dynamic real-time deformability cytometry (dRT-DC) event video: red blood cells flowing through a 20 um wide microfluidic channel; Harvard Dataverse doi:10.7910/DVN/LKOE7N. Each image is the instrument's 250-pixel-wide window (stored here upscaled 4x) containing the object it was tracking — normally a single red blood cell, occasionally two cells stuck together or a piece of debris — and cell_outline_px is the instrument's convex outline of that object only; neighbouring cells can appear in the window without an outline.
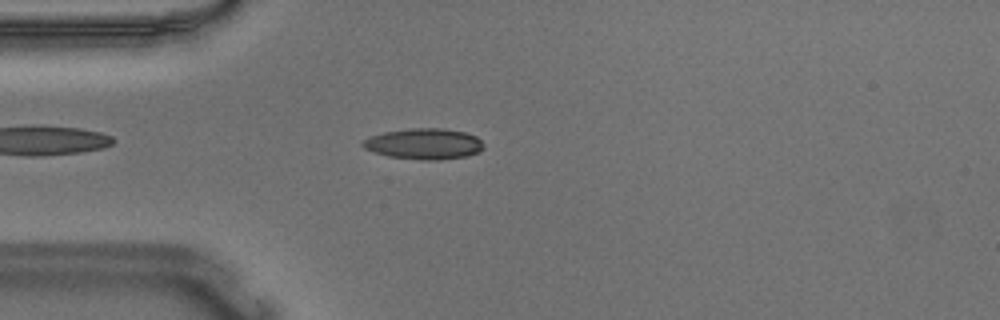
{"species": "Egyptian fruit bat (a non-hibernating species)", "species_latin": "Rousettus aegyptiacus", "temperature_condition": "warm", "stored_images_in_passage": 47, "camera_frame_rate_fps": 3000, "um_per_image_px": 0.085, "animal": {"sex": "male"}, "frame": {"image": 1, "passage_image": 7, "time_ms": 2.0, "image_size_px": [1000, 320], "cell_outline_px": [[484, 148], [480, 152], [468, 156], [440, 160], [420, 160], [388, 156], [364, 148], [360, 144], [368, 136], [384, 132], [412, 128], [440, 128], [464, 132], [476, 136], [484, 144]], "centroid_in_image_um": [36.06, 12.23], "position_along_channel_um": 48.9, "area_um2": 21.85}}
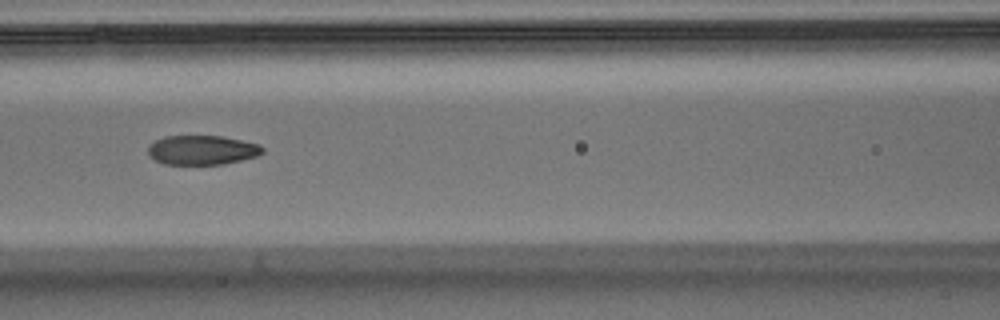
{"frame": {"image": 2, "passage_image": 16, "time_ms": 5.0, "image_size_px": [1000, 320], "cell_outline_px": [[264, 152], [256, 156], [224, 164], [164, 164], [148, 156], [148, 144], [164, 136], [224, 136], [260, 144], [264, 148]], "centroid_in_image_um": [17.17, 12.74], "position_along_channel_um": 149.4, "area_um2": 19.71}}
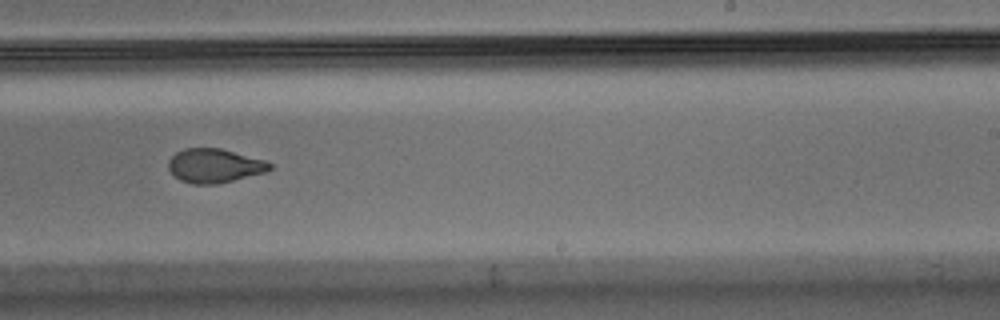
{"frame": {"image": 3, "passage_image": 26, "time_ms": 8.333, "image_size_px": [1000, 320], "cell_outline_px": [[272, 168], [264, 172], [220, 184], [192, 184], [180, 180], [168, 168], [168, 160], [176, 152], [184, 148], [220, 148], [264, 160], [272, 164]], "centroid_in_image_um": [18.21, 14.09], "position_along_channel_um": 270.8, "area_um2": 20.0}, "authors_computed_cell_mechanics": {"area_um2": 21.0392, "velocity_mm_per_s": 3.6459, "shape_relaxation_time_tau1_ms": 7.6374, "shape_relaxation_time_tau2_ms": 1.4973, "deformation_change_tau1": 0.2075, "deformation_change_tau2": 0.0742}}